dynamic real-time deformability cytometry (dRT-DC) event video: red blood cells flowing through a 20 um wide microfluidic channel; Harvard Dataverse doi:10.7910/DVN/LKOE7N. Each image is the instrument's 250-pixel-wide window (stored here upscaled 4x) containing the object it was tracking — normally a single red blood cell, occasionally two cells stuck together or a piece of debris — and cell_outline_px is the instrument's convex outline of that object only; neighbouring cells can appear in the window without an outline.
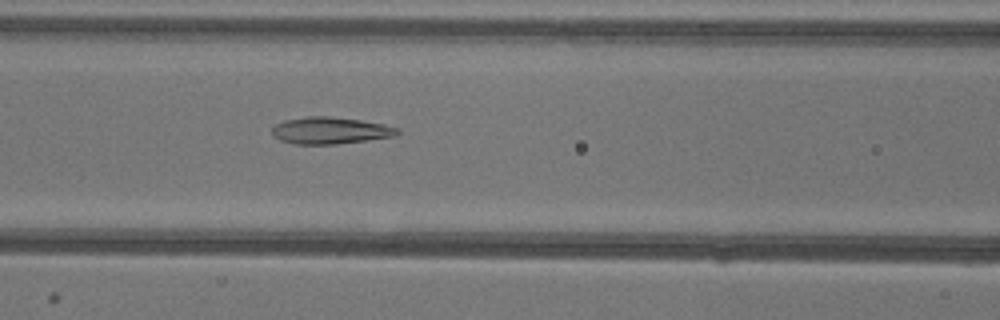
{"species": "common noctule bat (a hibernating species)", "species_latin": "Nyctalus noctula", "temperature_condition": "warm", "stored_images_in_passage": 50, "camera_frame_rate_fps": 3000, "um_per_image_px": 0.085, "animal": {"sex": "female"}, "frame": {"image": 1, "passage_image": 20, "time_ms": 6.333, "image_size_px": [1000, 320], "cell_outline_px": [[400, 132], [396, 136], [336, 144], [296, 144], [280, 140], [272, 132], [272, 128], [276, 124], [284, 120], [308, 116], [328, 116], [360, 120], [384, 124], [400, 128]], "centroid_in_image_um": [28.1, 11.09], "position_along_channel_um": 138.5, "area_um2": 19.54}}
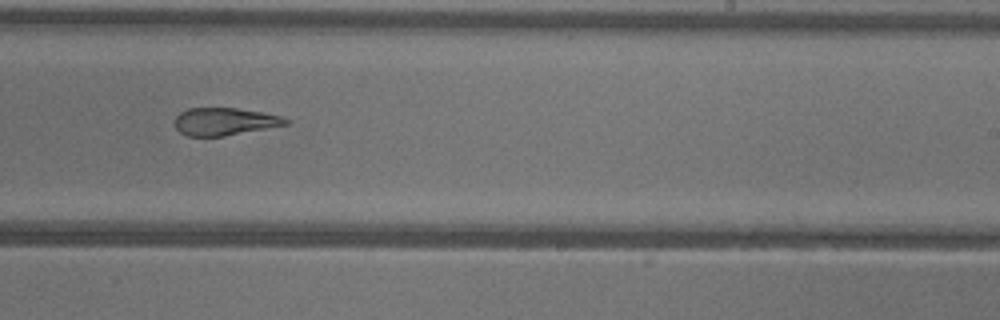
{"frame": {"image": 2, "passage_image": 30, "time_ms": 9.667, "image_size_px": [1000, 320], "cell_outline_px": [[288, 124], [224, 136], [188, 136], [180, 132], [176, 128], [176, 116], [180, 112], [188, 108], [236, 108], [260, 112], [280, 116], [288, 120]], "centroid_in_image_um": [19.05, 10.33], "position_along_channel_um": 269.9, "area_um2": 17.51}}
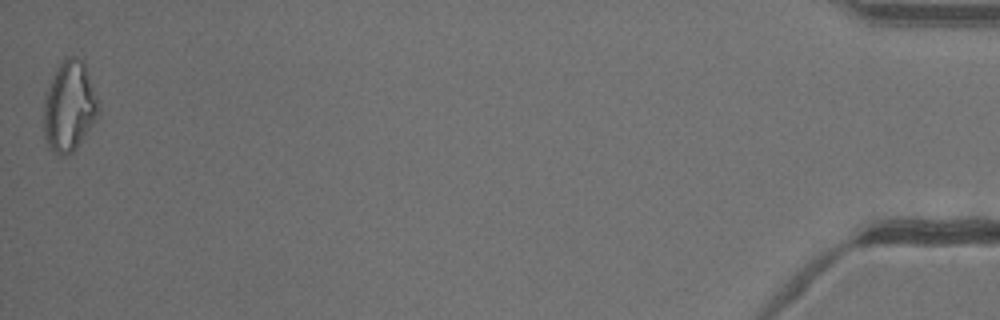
{"frame": {"image": 3, "passage_image": 50, "time_ms": 16.333, "image_size_px": [1000, 320], "cell_outline_px": [[100, 112], [96, 120], [76, 148], [72, 152], [64, 156], [60, 156], [52, 152], [48, 148], [44, 136], [44, 100], [48, 88], [56, 68], [68, 56], [76, 56], [84, 60], [100, 108]], "centroid_in_image_um": [5.89, 9.07], "position_along_channel_um": 429.3, "area_um2": 28.9}, "authors_computed_cell_mechanics": {"area_um2": 21.4149, "velocity_mm_per_s": 3.9558, "shape_relaxation_time_tau1_ms": null, "shape_relaxation_time_tau2_ms": 2.9996, "deformation_change_tau1": null, "deformation_change_tau2": 0.118}}